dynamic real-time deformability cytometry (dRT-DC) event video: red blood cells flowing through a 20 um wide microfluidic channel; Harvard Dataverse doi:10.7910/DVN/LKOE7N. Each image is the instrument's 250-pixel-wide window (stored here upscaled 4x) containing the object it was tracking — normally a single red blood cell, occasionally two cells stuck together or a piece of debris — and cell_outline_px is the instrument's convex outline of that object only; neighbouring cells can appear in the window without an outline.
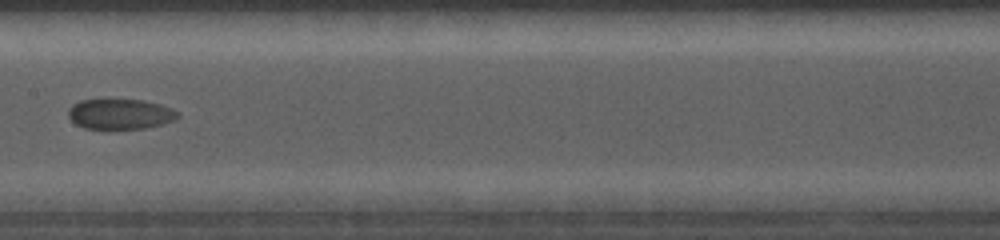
{"species": "common noctule bat (a hibernating species)", "species_latin": "Nyctalus noctula", "temperature_condition": "cold", "stored_images_in_passage": 13, "camera_frame_rate_fps": 5000, "um_per_image_px": 0.085, "animal": {"sex": "female", "body_mass_g": 19.0, "forearm_length_mm": 56.7}, "frame": {"image": 1, "passage_image": 11, "time_ms": 7.0, "image_size_px": [1000, 240], "cell_outline_px": [[180, 116], [176, 120], [144, 128], [84, 128], [76, 124], [68, 116], [68, 108], [72, 104], [80, 100], [140, 100], [160, 104], [172, 108], [180, 112]], "centroid_in_image_um": [10.23, 9.68], "position_along_channel_um": 197.2, "area_um2": 19.19}}